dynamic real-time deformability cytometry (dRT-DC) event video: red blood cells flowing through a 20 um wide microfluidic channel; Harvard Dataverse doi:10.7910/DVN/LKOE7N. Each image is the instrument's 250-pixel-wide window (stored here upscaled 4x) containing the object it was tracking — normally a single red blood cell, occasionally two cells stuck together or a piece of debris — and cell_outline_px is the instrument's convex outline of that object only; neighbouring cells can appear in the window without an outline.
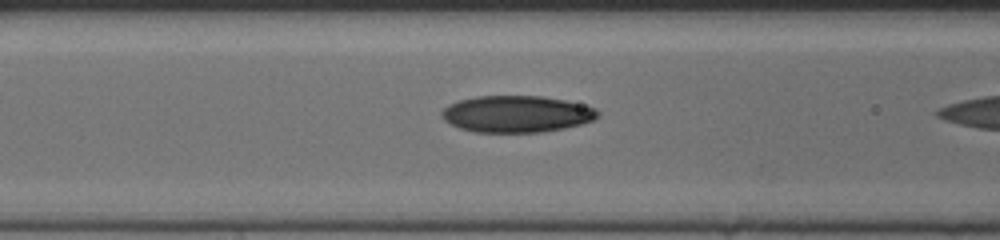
{"species": "human", "species_latin": "Homo sapiens", "temperature_condition": "cold", "stored_images_in_passage": 25, "segment_of_instrument_passage": [2, 2], "camera_frame_rate_fps": 3000, "um_per_image_px": 0.085, "donor": {"sex": "female"}, "frame": {"image": 1, "passage_image": 20, "time_ms": 6.333, "image_size_px": [1000, 240], "cell_outline_px": [[600, 116], [592, 120], [580, 124], [564, 128], [540, 132], [476, 132], [460, 128], [444, 120], [440, 112], [448, 104], [460, 100], [476, 96], [544, 96], [564, 100], [596, 108], [600, 112]], "centroid_in_image_um": [43.91, 9.68], "position_along_channel_um": 122.7, "area_um2": 33.29}}
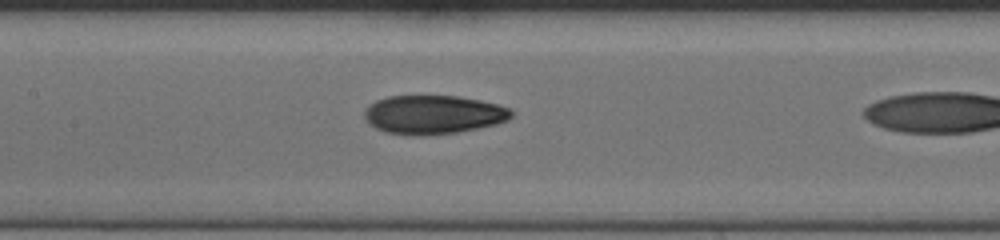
{"frame": {"image": 2, "passage_image": 24, "time_ms": 7.667, "image_size_px": [1000, 240], "cell_outline_px": [[512, 116], [508, 120], [496, 124], [456, 132], [420, 136], [384, 132], [368, 124], [364, 116], [364, 108], [376, 100], [388, 96], [460, 96], [480, 100], [496, 104], [508, 108], [512, 112]], "centroid_in_image_um": [36.79, 9.74], "position_along_channel_um": 170.6, "area_um2": 33.18}}